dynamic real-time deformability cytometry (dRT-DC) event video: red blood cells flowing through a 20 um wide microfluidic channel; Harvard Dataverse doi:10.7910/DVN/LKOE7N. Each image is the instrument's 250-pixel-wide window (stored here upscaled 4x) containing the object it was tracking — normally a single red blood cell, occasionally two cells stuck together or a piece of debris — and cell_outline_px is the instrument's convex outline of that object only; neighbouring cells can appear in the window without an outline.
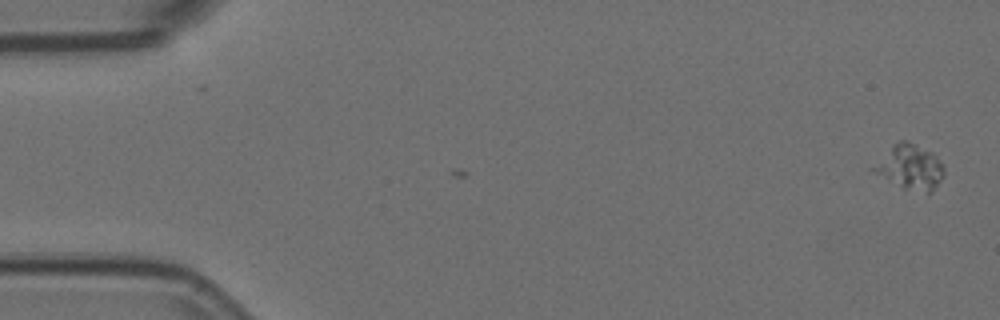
{"species": "Egyptian fruit bat (a non-hibernating species)", "species_latin": "Rousettus aegyptiacus", "temperature_condition": "room temperature", "stored_images_in_passage": 2, "camera_frame_rate_fps": 3000, "um_per_image_px": 0.085, "animal": {"sex": "female"}, "frame": {"image": 1, "passage_image": 2, "time_ms": 0.333, "image_size_px": [1000, 320], "cell_outline_px": [[944, 176], [932, 192], [928, 192], [904, 188], [872, 172], [868, 168], [892, 144], [900, 140], [908, 140], [932, 152], [940, 160], [944, 168]], "centroid_in_image_um": [77.32, 14.17], "position_along_channel_um": 7.7, "area_um2": 18.55}}